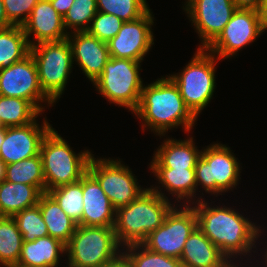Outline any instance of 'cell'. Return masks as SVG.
Returning a JSON list of instances; mask_svg holds the SVG:
<instances>
[{"label":"cell","instance_id":"cell-9","mask_svg":"<svg viewBox=\"0 0 267 267\" xmlns=\"http://www.w3.org/2000/svg\"><path fill=\"white\" fill-rule=\"evenodd\" d=\"M239 162L230 147L221 143L207 146L195 166L197 189L201 185L206 193L217 197L236 188L241 173Z\"/></svg>","mask_w":267,"mask_h":267},{"label":"cell","instance_id":"cell-43","mask_svg":"<svg viewBox=\"0 0 267 267\" xmlns=\"http://www.w3.org/2000/svg\"><path fill=\"white\" fill-rule=\"evenodd\" d=\"M264 19L265 30H267V14H262Z\"/></svg>","mask_w":267,"mask_h":267},{"label":"cell","instance_id":"cell-8","mask_svg":"<svg viewBox=\"0 0 267 267\" xmlns=\"http://www.w3.org/2000/svg\"><path fill=\"white\" fill-rule=\"evenodd\" d=\"M43 93L53 102L60 99L73 68L72 48L68 39L42 42L30 47Z\"/></svg>","mask_w":267,"mask_h":267},{"label":"cell","instance_id":"cell-28","mask_svg":"<svg viewBox=\"0 0 267 267\" xmlns=\"http://www.w3.org/2000/svg\"><path fill=\"white\" fill-rule=\"evenodd\" d=\"M5 180L12 183H23L37 187L46 192L45 177L41 155L6 165Z\"/></svg>","mask_w":267,"mask_h":267},{"label":"cell","instance_id":"cell-6","mask_svg":"<svg viewBox=\"0 0 267 267\" xmlns=\"http://www.w3.org/2000/svg\"><path fill=\"white\" fill-rule=\"evenodd\" d=\"M119 247L113 226L77 225L65 245L68 267H100L122 253Z\"/></svg>","mask_w":267,"mask_h":267},{"label":"cell","instance_id":"cell-31","mask_svg":"<svg viewBox=\"0 0 267 267\" xmlns=\"http://www.w3.org/2000/svg\"><path fill=\"white\" fill-rule=\"evenodd\" d=\"M125 247H122L126 249L122 253L127 257L132 267H183L180 259L152 252L142 244H132Z\"/></svg>","mask_w":267,"mask_h":267},{"label":"cell","instance_id":"cell-5","mask_svg":"<svg viewBox=\"0 0 267 267\" xmlns=\"http://www.w3.org/2000/svg\"><path fill=\"white\" fill-rule=\"evenodd\" d=\"M215 60L219 59L206 48H198L181 72L169 75L178 86L185 105L196 118L208 106L215 92Z\"/></svg>","mask_w":267,"mask_h":267},{"label":"cell","instance_id":"cell-27","mask_svg":"<svg viewBox=\"0 0 267 267\" xmlns=\"http://www.w3.org/2000/svg\"><path fill=\"white\" fill-rule=\"evenodd\" d=\"M42 114L30 101L0 95V125L3 127L25 126Z\"/></svg>","mask_w":267,"mask_h":267},{"label":"cell","instance_id":"cell-23","mask_svg":"<svg viewBox=\"0 0 267 267\" xmlns=\"http://www.w3.org/2000/svg\"><path fill=\"white\" fill-rule=\"evenodd\" d=\"M43 193L35 186L2 181L0 183V216L14 217L18 212L38 204Z\"/></svg>","mask_w":267,"mask_h":267},{"label":"cell","instance_id":"cell-41","mask_svg":"<svg viewBox=\"0 0 267 267\" xmlns=\"http://www.w3.org/2000/svg\"><path fill=\"white\" fill-rule=\"evenodd\" d=\"M6 164L0 159V183L5 180Z\"/></svg>","mask_w":267,"mask_h":267},{"label":"cell","instance_id":"cell-18","mask_svg":"<svg viewBox=\"0 0 267 267\" xmlns=\"http://www.w3.org/2000/svg\"><path fill=\"white\" fill-rule=\"evenodd\" d=\"M22 27L30 47L42 42L67 39L70 33L65 30L63 17L52 7L50 0H39ZM31 35L36 41L30 40Z\"/></svg>","mask_w":267,"mask_h":267},{"label":"cell","instance_id":"cell-22","mask_svg":"<svg viewBox=\"0 0 267 267\" xmlns=\"http://www.w3.org/2000/svg\"><path fill=\"white\" fill-rule=\"evenodd\" d=\"M63 253H66L65 244L48 235L32 242L23 241L17 264L25 267H57L60 254Z\"/></svg>","mask_w":267,"mask_h":267},{"label":"cell","instance_id":"cell-20","mask_svg":"<svg viewBox=\"0 0 267 267\" xmlns=\"http://www.w3.org/2000/svg\"><path fill=\"white\" fill-rule=\"evenodd\" d=\"M195 144L193 137L186 140L167 138L153 154L149 168H195L201 154Z\"/></svg>","mask_w":267,"mask_h":267},{"label":"cell","instance_id":"cell-10","mask_svg":"<svg viewBox=\"0 0 267 267\" xmlns=\"http://www.w3.org/2000/svg\"><path fill=\"white\" fill-rule=\"evenodd\" d=\"M87 171L98 181L115 209L128 205L147 188L142 189L128 166L119 160L91 156Z\"/></svg>","mask_w":267,"mask_h":267},{"label":"cell","instance_id":"cell-1","mask_svg":"<svg viewBox=\"0 0 267 267\" xmlns=\"http://www.w3.org/2000/svg\"><path fill=\"white\" fill-rule=\"evenodd\" d=\"M198 202V203H197ZM197 216V227L217 246L229 260L234 261L240 255L244 257L256 248V241L261 236V227L249 221L232 207L213 206L203 198L192 201ZM255 246V247H254ZM235 256V258H234ZM237 256V257H236Z\"/></svg>","mask_w":267,"mask_h":267},{"label":"cell","instance_id":"cell-3","mask_svg":"<svg viewBox=\"0 0 267 267\" xmlns=\"http://www.w3.org/2000/svg\"><path fill=\"white\" fill-rule=\"evenodd\" d=\"M160 189L149 187L137 199L116 209L113 229L121 246L141 244L163 224L174 206Z\"/></svg>","mask_w":267,"mask_h":267},{"label":"cell","instance_id":"cell-14","mask_svg":"<svg viewBox=\"0 0 267 267\" xmlns=\"http://www.w3.org/2000/svg\"><path fill=\"white\" fill-rule=\"evenodd\" d=\"M152 16L149 9L140 18L124 22L118 34L107 43L110 57L142 62L154 44Z\"/></svg>","mask_w":267,"mask_h":267},{"label":"cell","instance_id":"cell-34","mask_svg":"<svg viewBox=\"0 0 267 267\" xmlns=\"http://www.w3.org/2000/svg\"><path fill=\"white\" fill-rule=\"evenodd\" d=\"M97 12L96 0H74L63 17L65 29H73V32L87 31Z\"/></svg>","mask_w":267,"mask_h":267},{"label":"cell","instance_id":"cell-47","mask_svg":"<svg viewBox=\"0 0 267 267\" xmlns=\"http://www.w3.org/2000/svg\"><path fill=\"white\" fill-rule=\"evenodd\" d=\"M263 259H266V260H264L265 261V266H263V267H267V248H266V253H265V255H264V258Z\"/></svg>","mask_w":267,"mask_h":267},{"label":"cell","instance_id":"cell-15","mask_svg":"<svg viewBox=\"0 0 267 267\" xmlns=\"http://www.w3.org/2000/svg\"><path fill=\"white\" fill-rule=\"evenodd\" d=\"M236 10L232 0H194L184 9L201 39L199 48H207L220 35Z\"/></svg>","mask_w":267,"mask_h":267},{"label":"cell","instance_id":"cell-21","mask_svg":"<svg viewBox=\"0 0 267 267\" xmlns=\"http://www.w3.org/2000/svg\"><path fill=\"white\" fill-rule=\"evenodd\" d=\"M180 261L183 267H224L229 263L198 227L187 238Z\"/></svg>","mask_w":267,"mask_h":267},{"label":"cell","instance_id":"cell-25","mask_svg":"<svg viewBox=\"0 0 267 267\" xmlns=\"http://www.w3.org/2000/svg\"><path fill=\"white\" fill-rule=\"evenodd\" d=\"M38 205L49 236L66 245L75 233L77 223L61 209L57 201L48 192L41 195Z\"/></svg>","mask_w":267,"mask_h":267},{"label":"cell","instance_id":"cell-42","mask_svg":"<svg viewBox=\"0 0 267 267\" xmlns=\"http://www.w3.org/2000/svg\"><path fill=\"white\" fill-rule=\"evenodd\" d=\"M4 137H5V127L0 126V148L2 142L4 141Z\"/></svg>","mask_w":267,"mask_h":267},{"label":"cell","instance_id":"cell-13","mask_svg":"<svg viewBox=\"0 0 267 267\" xmlns=\"http://www.w3.org/2000/svg\"><path fill=\"white\" fill-rule=\"evenodd\" d=\"M0 95L28 100L40 112L45 108L39 102H47L48 106L54 104L40 87L37 66L31 53L0 70Z\"/></svg>","mask_w":267,"mask_h":267},{"label":"cell","instance_id":"cell-46","mask_svg":"<svg viewBox=\"0 0 267 267\" xmlns=\"http://www.w3.org/2000/svg\"><path fill=\"white\" fill-rule=\"evenodd\" d=\"M194 0H186V3L183 6V9H185L190 3H192Z\"/></svg>","mask_w":267,"mask_h":267},{"label":"cell","instance_id":"cell-16","mask_svg":"<svg viewBox=\"0 0 267 267\" xmlns=\"http://www.w3.org/2000/svg\"><path fill=\"white\" fill-rule=\"evenodd\" d=\"M39 126L35 120L25 126L5 127L0 159L8 165L40 154L42 141L53 127L46 121V118Z\"/></svg>","mask_w":267,"mask_h":267},{"label":"cell","instance_id":"cell-17","mask_svg":"<svg viewBox=\"0 0 267 267\" xmlns=\"http://www.w3.org/2000/svg\"><path fill=\"white\" fill-rule=\"evenodd\" d=\"M72 48L73 62L93 82L104 70L110 59L108 44L90 35L87 31L72 32L67 37Z\"/></svg>","mask_w":267,"mask_h":267},{"label":"cell","instance_id":"cell-2","mask_svg":"<svg viewBox=\"0 0 267 267\" xmlns=\"http://www.w3.org/2000/svg\"><path fill=\"white\" fill-rule=\"evenodd\" d=\"M133 113L143 120V131L147 127L160 137L178 126L189 133L198 119L187 108L178 86L168 75L143 85Z\"/></svg>","mask_w":267,"mask_h":267},{"label":"cell","instance_id":"cell-45","mask_svg":"<svg viewBox=\"0 0 267 267\" xmlns=\"http://www.w3.org/2000/svg\"><path fill=\"white\" fill-rule=\"evenodd\" d=\"M262 14H267V0L265 1L264 8L262 9Z\"/></svg>","mask_w":267,"mask_h":267},{"label":"cell","instance_id":"cell-33","mask_svg":"<svg viewBox=\"0 0 267 267\" xmlns=\"http://www.w3.org/2000/svg\"><path fill=\"white\" fill-rule=\"evenodd\" d=\"M13 218L22 234L23 241L32 242L49 235L38 204L18 212Z\"/></svg>","mask_w":267,"mask_h":267},{"label":"cell","instance_id":"cell-36","mask_svg":"<svg viewBox=\"0 0 267 267\" xmlns=\"http://www.w3.org/2000/svg\"><path fill=\"white\" fill-rule=\"evenodd\" d=\"M39 0H3L7 20L12 25L22 26L30 17Z\"/></svg>","mask_w":267,"mask_h":267},{"label":"cell","instance_id":"cell-40","mask_svg":"<svg viewBox=\"0 0 267 267\" xmlns=\"http://www.w3.org/2000/svg\"><path fill=\"white\" fill-rule=\"evenodd\" d=\"M10 26H12V24L6 18L3 0H0V29L7 28Z\"/></svg>","mask_w":267,"mask_h":267},{"label":"cell","instance_id":"cell-26","mask_svg":"<svg viewBox=\"0 0 267 267\" xmlns=\"http://www.w3.org/2000/svg\"><path fill=\"white\" fill-rule=\"evenodd\" d=\"M30 53V45L22 26L0 29V70L22 60Z\"/></svg>","mask_w":267,"mask_h":267},{"label":"cell","instance_id":"cell-38","mask_svg":"<svg viewBox=\"0 0 267 267\" xmlns=\"http://www.w3.org/2000/svg\"><path fill=\"white\" fill-rule=\"evenodd\" d=\"M52 7L64 17L67 11L72 7L74 0H50Z\"/></svg>","mask_w":267,"mask_h":267},{"label":"cell","instance_id":"cell-29","mask_svg":"<svg viewBox=\"0 0 267 267\" xmlns=\"http://www.w3.org/2000/svg\"><path fill=\"white\" fill-rule=\"evenodd\" d=\"M22 234L13 217L0 216V266L15 265L21 255Z\"/></svg>","mask_w":267,"mask_h":267},{"label":"cell","instance_id":"cell-11","mask_svg":"<svg viewBox=\"0 0 267 267\" xmlns=\"http://www.w3.org/2000/svg\"><path fill=\"white\" fill-rule=\"evenodd\" d=\"M190 206L173 207L163 224L149 233L141 244L152 252L180 259L187 238L197 227L196 212Z\"/></svg>","mask_w":267,"mask_h":267},{"label":"cell","instance_id":"cell-39","mask_svg":"<svg viewBox=\"0 0 267 267\" xmlns=\"http://www.w3.org/2000/svg\"><path fill=\"white\" fill-rule=\"evenodd\" d=\"M100 267H132L127 257L121 253L117 258Z\"/></svg>","mask_w":267,"mask_h":267},{"label":"cell","instance_id":"cell-4","mask_svg":"<svg viewBox=\"0 0 267 267\" xmlns=\"http://www.w3.org/2000/svg\"><path fill=\"white\" fill-rule=\"evenodd\" d=\"M52 128L44 137L40 155L43 163L46 192L65 184L78 182L87 172L91 151L76 154L73 149Z\"/></svg>","mask_w":267,"mask_h":267},{"label":"cell","instance_id":"cell-12","mask_svg":"<svg viewBox=\"0 0 267 267\" xmlns=\"http://www.w3.org/2000/svg\"><path fill=\"white\" fill-rule=\"evenodd\" d=\"M264 31L262 11L237 8L220 35L206 49L219 60L228 59Z\"/></svg>","mask_w":267,"mask_h":267},{"label":"cell","instance_id":"cell-7","mask_svg":"<svg viewBox=\"0 0 267 267\" xmlns=\"http://www.w3.org/2000/svg\"><path fill=\"white\" fill-rule=\"evenodd\" d=\"M141 62L110 57L104 66L103 73L92 83L98 93L110 103L128 108L133 111L137 108L143 88L140 77Z\"/></svg>","mask_w":267,"mask_h":267},{"label":"cell","instance_id":"cell-37","mask_svg":"<svg viewBox=\"0 0 267 267\" xmlns=\"http://www.w3.org/2000/svg\"><path fill=\"white\" fill-rule=\"evenodd\" d=\"M237 8L262 11L266 0H232Z\"/></svg>","mask_w":267,"mask_h":267},{"label":"cell","instance_id":"cell-44","mask_svg":"<svg viewBox=\"0 0 267 267\" xmlns=\"http://www.w3.org/2000/svg\"><path fill=\"white\" fill-rule=\"evenodd\" d=\"M224 267H236V263L231 261L228 264H226Z\"/></svg>","mask_w":267,"mask_h":267},{"label":"cell","instance_id":"cell-30","mask_svg":"<svg viewBox=\"0 0 267 267\" xmlns=\"http://www.w3.org/2000/svg\"><path fill=\"white\" fill-rule=\"evenodd\" d=\"M48 193L57 201L61 209L77 224L82 219L83 212V176L72 184L53 188Z\"/></svg>","mask_w":267,"mask_h":267},{"label":"cell","instance_id":"cell-24","mask_svg":"<svg viewBox=\"0 0 267 267\" xmlns=\"http://www.w3.org/2000/svg\"><path fill=\"white\" fill-rule=\"evenodd\" d=\"M160 183L169 194L174 195L179 203L184 200V205H191L197 188L195 168L174 169V168H150ZM188 200H186V199ZM192 199V200H190ZM185 201L187 203H185ZM190 202V203H189Z\"/></svg>","mask_w":267,"mask_h":267},{"label":"cell","instance_id":"cell-35","mask_svg":"<svg viewBox=\"0 0 267 267\" xmlns=\"http://www.w3.org/2000/svg\"><path fill=\"white\" fill-rule=\"evenodd\" d=\"M123 23L124 21L115 15L97 12L87 32L99 40L108 43L118 34Z\"/></svg>","mask_w":267,"mask_h":267},{"label":"cell","instance_id":"cell-48","mask_svg":"<svg viewBox=\"0 0 267 267\" xmlns=\"http://www.w3.org/2000/svg\"><path fill=\"white\" fill-rule=\"evenodd\" d=\"M5 267H25V266H22V265H19V264H15V265H9V266H5Z\"/></svg>","mask_w":267,"mask_h":267},{"label":"cell","instance_id":"cell-32","mask_svg":"<svg viewBox=\"0 0 267 267\" xmlns=\"http://www.w3.org/2000/svg\"><path fill=\"white\" fill-rule=\"evenodd\" d=\"M98 12L115 15L124 22L143 16L148 10L146 0H96Z\"/></svg>","mask_w":267,"mask_h":267},{"label":"cell","instance_id":"cell-19","mask_svg":"<svg viewBox=\"0 0 267 267\" xmlns=\"http://www.w3.org/2000/svg\"><path fill=\"white\" fill-rule=\"evenodd\" d=\"M83 206L82 219L77 225L114 226L116 209L88 171L83 175Z\"/></svg>","mask_w":267,"mask_h":267}]
</instances>
